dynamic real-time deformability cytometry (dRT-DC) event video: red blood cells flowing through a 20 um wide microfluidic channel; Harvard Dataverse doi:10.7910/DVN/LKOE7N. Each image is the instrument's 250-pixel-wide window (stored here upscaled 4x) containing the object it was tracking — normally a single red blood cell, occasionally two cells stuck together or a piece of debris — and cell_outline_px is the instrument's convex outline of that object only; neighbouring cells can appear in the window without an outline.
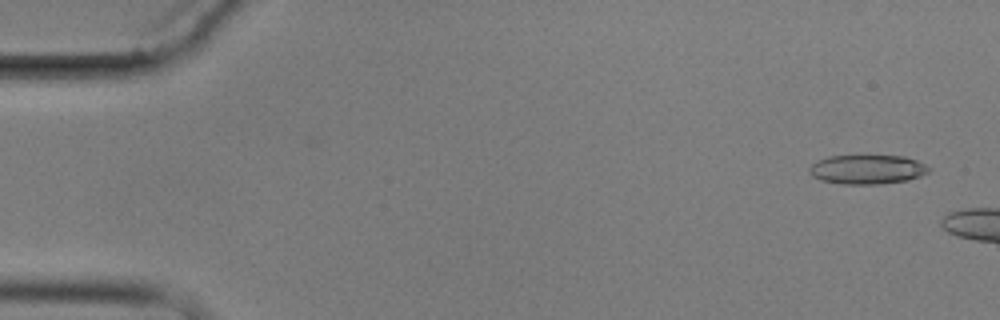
{"species": "common noctule bat (a hibernating species)", "species_latin": "Nyctalus noctula", "temperature_condition": "cold", "stored_images_in_passage": 3, "camera_frame_rate_fps": 3000, "um_per_image_px": 0.085, "animal": {"sex": "male", "body_mass_g": 17.9}, "frame": {"image": 1, "passage_image": 1, "time_ms": 0.0, "image_size_px": [1000, 320], "cell_outline_px": [[928, 172], [920, 176], [908, 180], [880, 184], [844, 184], [820, 180], [812, 176], [808, 172], [808, 168], [816, 160], [828, 156], [860, 152], [904, 156], [916, 160], [924, 164], [928, 168]], "centroid_in_image_um": [73.65, 14.34], "position_along_channel_um": 11.4, "area_um2": 21.44}}